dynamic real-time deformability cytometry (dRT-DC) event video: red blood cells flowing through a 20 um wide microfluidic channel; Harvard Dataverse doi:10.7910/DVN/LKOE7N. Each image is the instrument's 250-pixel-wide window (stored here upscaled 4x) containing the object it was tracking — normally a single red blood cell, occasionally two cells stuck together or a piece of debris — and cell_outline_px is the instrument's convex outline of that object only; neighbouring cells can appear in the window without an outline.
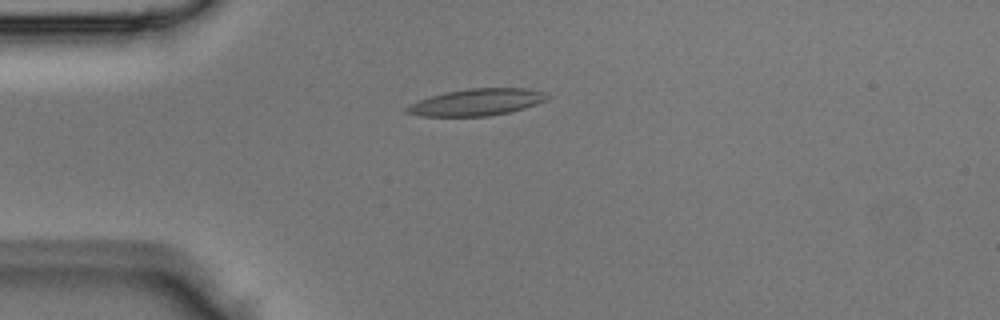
{"species": "Egyptian fruit bat (a non-hibernating species)", "species_latin": "Rousettus aegyptiacus", "temperature_condition": "room temperature", "stored_images_in_passage": 4, "camera_frame_rate_fps": 3000, "um_per_image_px": 0.085, "animal": {"sex": "male"}, "frame": {"image": 1, "passage_image": 4, "time_ms": 1.0, "image_size_px": [1000, 320], "cell_outline_px": [[548, 96], [544, 100], [536, 104], [524, 108], [508, 112], [488, 116], [420, 116], [404, 112], [404, 108], [408, 104], [444, 92], [468, 88], [528, 88], [544, 92]], "centroid_in_image_um": [40.47, 8.68], "position_along_channel_um": 44.5, "area_um2": 21.85}}